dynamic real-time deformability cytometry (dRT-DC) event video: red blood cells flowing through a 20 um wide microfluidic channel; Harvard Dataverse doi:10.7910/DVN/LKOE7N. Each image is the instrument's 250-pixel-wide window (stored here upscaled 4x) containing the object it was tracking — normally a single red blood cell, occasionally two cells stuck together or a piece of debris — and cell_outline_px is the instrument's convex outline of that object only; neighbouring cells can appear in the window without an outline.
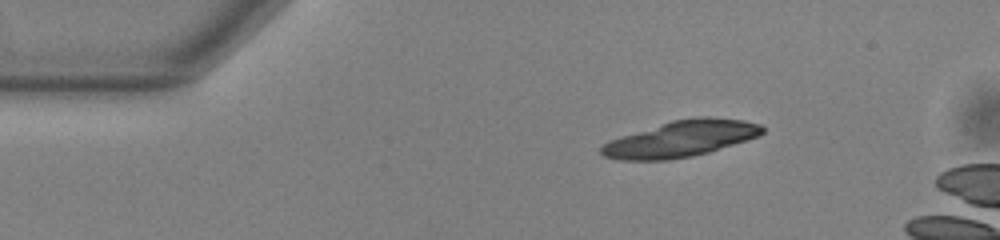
{"species": "common noctule bat (a hibernating species)", "species_latin": "Nyctalus noctula", "temperature_condition": "warm", "stored_images_in_passage": 18, "camera_frame_rate_fps": 3000, "um_per_image_px": 0.085, "animal": {"sex": "male", "body_mass_g": 13.0, "forearm_length_mm": 53.1}, "frame": {"image": 1, "passage_image": 6, "time_ms": 1.667, "image_size_px": [1000, 240], "cell_outline_px": [[764, 132], [760, 136], [708, 152], [692, 156], [668, 160], [620, 160], [604, 156], [600, 152], [600, 148], [604, 144], [620, 136], [672, 120], [692, 116], [708, 116], [744, 120], [760, 124], [764, 128]], "centroid_in_image_um": [57.9, 11.78], "position_along_channel_um": 27.1, "area_um2": 33.99}}